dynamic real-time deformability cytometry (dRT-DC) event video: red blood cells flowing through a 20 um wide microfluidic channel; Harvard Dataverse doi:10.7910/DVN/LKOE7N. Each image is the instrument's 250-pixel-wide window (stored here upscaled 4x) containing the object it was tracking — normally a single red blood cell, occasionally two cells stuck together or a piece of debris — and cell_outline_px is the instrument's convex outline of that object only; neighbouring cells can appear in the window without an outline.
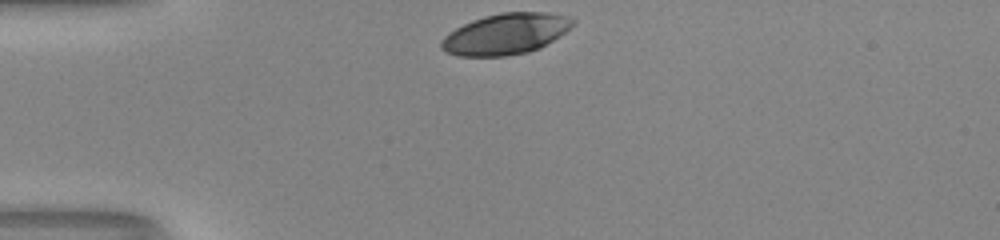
{"species": "human", "species_latin": "Homo sapiens", "temperature_condition": "room temperature", "stored_images_in_passage": 29, "camera_frame_rate_fps": 3000, "um_per_image_px": 0.085, "donor": {"sex": "male"}, "frame": {"image": 1, "passage_image": 1, "time_ms": 0.0, "image_size_px": [1000, 240], "cell_outline_px": [[576, 20], [564, 32], [540, 48], [528, 52], [504, 56], [460, 56], [444, 52], [440, 48], [440, 40], [448, 32], [472, 20], [484, 16], [504, 12], [544, 12], [568, 16]], "centroid_in_image_um": [42.93, 2.89], "position_along_channel_um": 42.1, "area_um2": 31.27}}
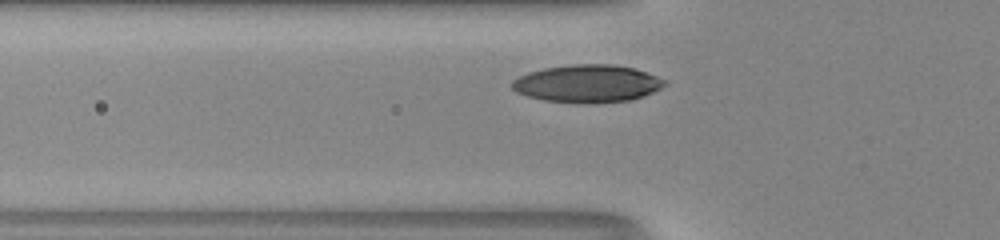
{"frame": {"image": 2, "passage_image": 6, "time_ms": 1.667, "image_size_px": [1000, 240], "cell_outline_px": [[668, 84], [644, 96], [628, 100], [592, 104], [584, 104], [544, 100], [528, 96], [516, 92], [512, 88], [512, 80], [528, 72], [544, 68], [572, 64], [612, 64], [636, 68], [668, 80]], "centroid_in_image_um": [49.96, 7.1], "position_along_channel_um": 75.8, "area_um2": 33.76}}
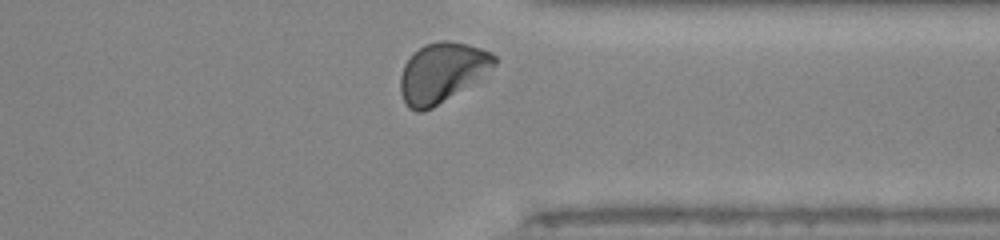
{"frame": {"image": 3, "passage_image": 28, "time_ms": 9.0, "image_size_px": [1000, 240], "cell_outline_px": [[496, 64], [432, 108], [424, 112], [416, 112], [408, 108], [400, 92], [400, 76], [404, 64], [412, 52], [424, 44], [440, 40], [448, 40], [468, 44], [492, 52], [496, 56]], "centroid_in_image_um": [37.48, 6.13], "position_along_channel_um": 373.9, "area_um2": 32.08}, "authors_computed_cell_mechanics": {"area_um2": 32.0212, "velocity_mm_per_s": 4.0815, "shape_relaxation_time_tau1_ms": 3.3888, "shape_relaxation_time_tau2_ms": null, "deformation_change_tau1": 0.1528, "deformation_change_tau2": null}}